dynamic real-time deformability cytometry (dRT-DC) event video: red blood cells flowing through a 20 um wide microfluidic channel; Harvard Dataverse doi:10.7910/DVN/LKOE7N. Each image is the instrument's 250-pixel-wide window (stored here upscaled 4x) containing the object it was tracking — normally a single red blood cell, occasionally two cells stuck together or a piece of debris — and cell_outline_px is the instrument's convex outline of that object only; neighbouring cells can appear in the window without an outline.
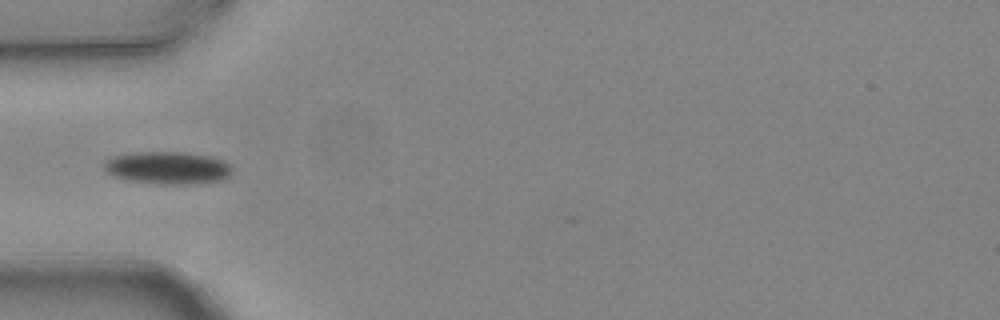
{"species": "common noctule bat (a hibernating species)", "species_latin": "Nyctalus noctula", "temperature_condition": "warm", "stored_images_in_passage": 2, "camera_frame_rate_fps": 3000, "um_per_image_px": 0.085, "animal": {"sex": "female", "body_mass_g": 24.6, "forearm_length_mm": 56.2}, "frame": {"image": 1, "passage_image": 2, "time_ms": 0.333, "image_size_px": [1000, 320], "cell_outline_px": [[232, 172], [228, 176], [220, 180], [192, 184], [156, 184], [124, 180], [112, 176], [104, 172], [104, 160], [112, 156], [132, 152], [184, 152], [212, 156], [224, 160], [232, 168]], "centroid_in_image_um": [14.19, 14.26], "position_along_channel_um": 70.8, "area_um2": 24.74}}